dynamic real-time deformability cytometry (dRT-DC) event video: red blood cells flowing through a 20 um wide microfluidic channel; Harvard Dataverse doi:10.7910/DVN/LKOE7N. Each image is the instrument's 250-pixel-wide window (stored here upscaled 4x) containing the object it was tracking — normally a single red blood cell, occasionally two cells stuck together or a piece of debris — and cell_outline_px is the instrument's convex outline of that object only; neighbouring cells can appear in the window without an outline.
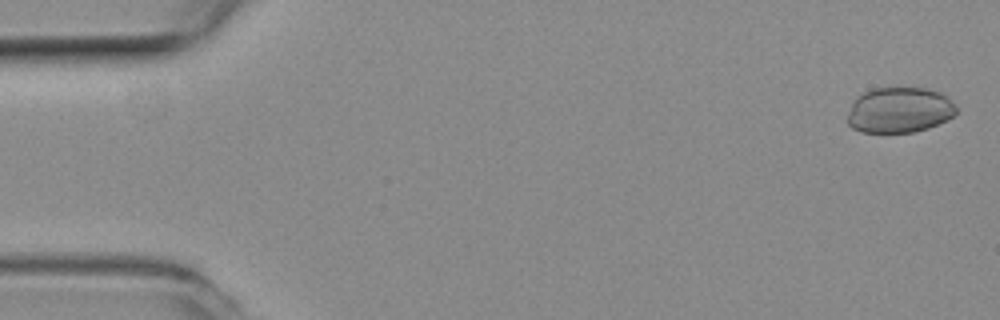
{"species": "common noctule bat (a hibernating species)", "species_latin": "Nyctalus noctula", "temperature_condition": "room temperature", "stored_images_in_passage": 51, "camera_frame_rate_fps": 3000, "um_per_image_px": 0.085, "animal": {"sex": "female", "body_mass_g": 19.3, "forearm_length_mm": 54.1}, "frame": {"image": 1, "passage_image": 2, "time_ms": 0.333, "image_size_px": [1000, 320], "cell_outline_px": [[956, 112], [948, 120], [928, 128], [916, 132], [860, 132], [852, 128], [848, 124], [848, 112], [856, 96], [872, 88], [924, 88], [940, 92], [948, 96], [956, 108]], "centroid_in_image_um": [76.44, 9.36], "position_along_channel_um": 8.6, "area_um2": 29.02}}
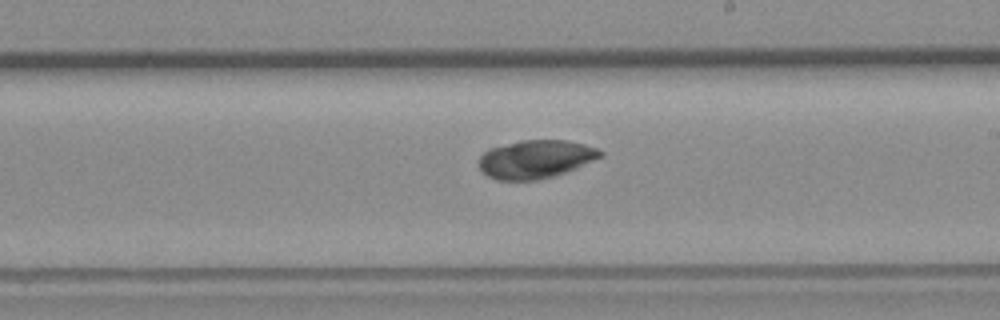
{"frame": {"image": 2, "passage_image": 32, "time_ms": 10.333, "image_size_px": [1000, 320], "cell_outline_px": [[604, 156], [576, 168], [552, 176], [536, 180], [496, 180], [480, 172], [476, 164], [480, 156], [488, 148], [520, 140], [564, 140], [584, 144], [596, 148], [604, 152]], "centroid_in_image_um": [45.47, 13.53], "position_along_channel_um": 243.5, "area_um2": 27.34}}
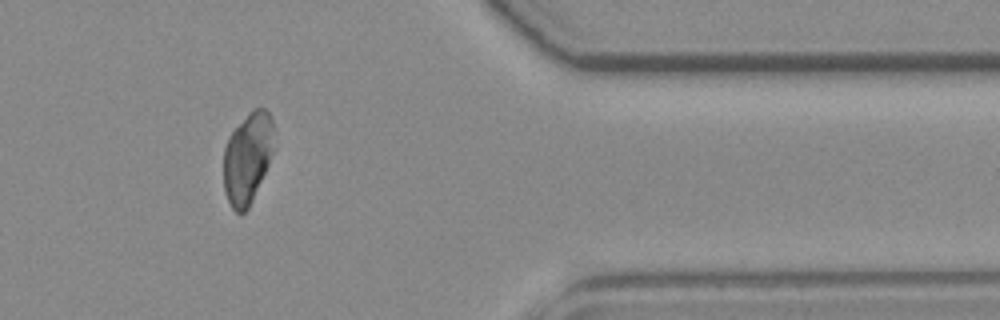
{"frame": {"image": 3, "passage_image": 46, "time_ms": 15.0, "image_size_px": [1000, 320], "cell_outline_px": [[276, 148], [252, 200], [248, 208], [240, 216], [232, 208], [224, 192], [224, 148], [228, 136], [248, 112], [252, 108], [264, 108], [272, 116]], "centroid_in_image_um": [21.07, 13.39], "position_along_channel_um": 390.3, "area_um2": 27.28}}